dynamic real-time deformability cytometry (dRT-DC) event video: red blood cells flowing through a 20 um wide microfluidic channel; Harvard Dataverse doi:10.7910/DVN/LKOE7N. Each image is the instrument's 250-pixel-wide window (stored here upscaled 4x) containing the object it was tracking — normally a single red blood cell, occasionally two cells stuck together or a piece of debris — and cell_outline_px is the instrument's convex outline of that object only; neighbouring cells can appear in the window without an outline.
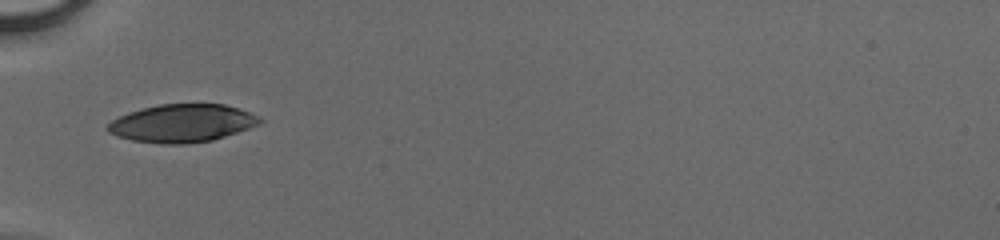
{"species": "human", "species_latin": "Homo sapiens", "temperature_condition": "cold", "stored_images_in_passage": 32, "camera_frame_rate_fps": 3000, "um_per_image_px": 0.085, "donor": {"sex": "male"}, "frame": {"image": 1, "passage_image": 1, "time_ms": 0.0, "image_size_px": [1000, 240], "cell_outline_px": [[264, 120], [260, 124], [212, 140], [184, 144], [160, 144], [132, 140], [116, 136], [108, 132], [108, 124], [112, 120], [128, 112], [160, 104], [224, 104], [260, 116]], "centroid_in_image_um": [15.47, 10.48], "position_along_channel_um": 69.5, "area_um2": 33.41}}
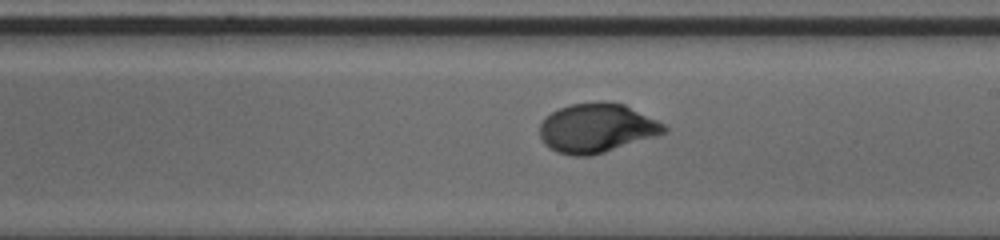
{"frame": {"image": 2, "passage_image": 13, "time_ms": 4.0, "image_size_px": [1000, 240], "cell_outline_px": [[668, 132], [656, 136], [592, 156], [572, 156], [556, 152], [544, 144], [540, 136], [540, 124], [552, 112], [560, 108], [572, 104], [600, 100], [624, 104], [664, 124], [668, 128]], "centroid_in_image_um": [50.72, 10.89], "position_along_channel_um": 238.3, "area_um2": 35.66}}
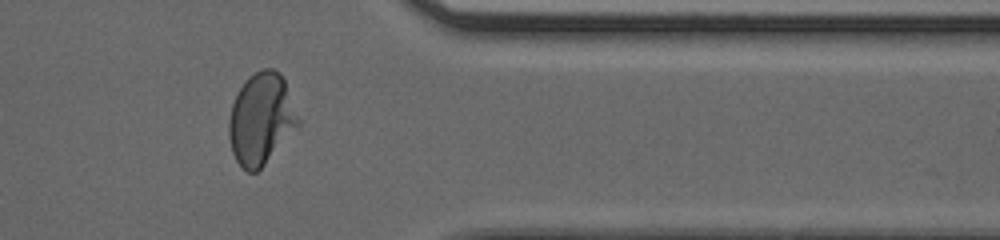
{"frame": {"image": 3, "passage_image": 24, "time_ms": 7.667, "image_size_px": [1000, 240], "cell_outline_px": [[300, 124], [264, 164], [256, 172], [248, 172], [236, 160], [232, 152], [228, 136], [228, 120], [232, 104], [244, 80], [248, 76], [260, 68], [272, 68], [280, 72], [284, 80], [300, 120]], "centroid_in_image_um": [22.18, 10.07], "position_along_channel_um": 389.2, "area_um2": 36.76}}